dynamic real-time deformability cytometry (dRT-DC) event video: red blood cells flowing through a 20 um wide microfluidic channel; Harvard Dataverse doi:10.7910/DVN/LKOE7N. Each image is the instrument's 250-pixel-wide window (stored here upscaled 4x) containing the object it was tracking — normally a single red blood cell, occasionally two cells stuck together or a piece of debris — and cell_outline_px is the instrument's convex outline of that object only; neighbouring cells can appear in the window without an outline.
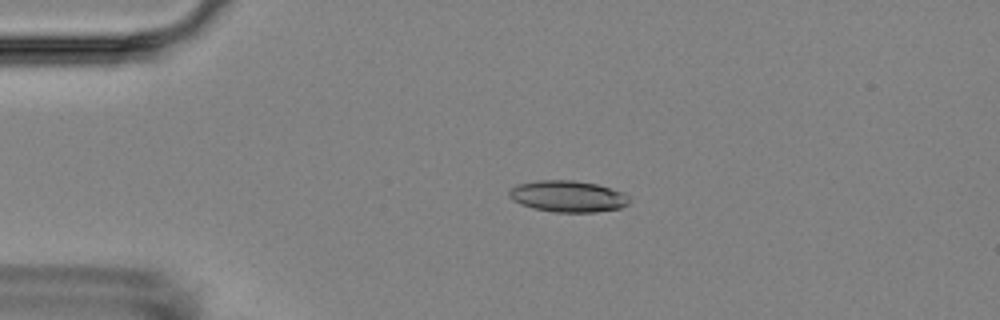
{"species": "Egyptian fruit bat (a non-hibernating species)", "species_latin": "Rousettus aegyptiacus", "temperature_condition": "room temperature", "stored_images_in_passage": 7, "camera_frame_rate_fps": 3000, "um_per_image_px": 0.085, "animal": {"sex": "female"}, "frame": {"image": 1, "passage_image": 4, "time_ms": 3.333, "image_size_px": [1000, 320], "cell_outline_px": [[632, 200], [628, 204], [620, 208], [596, 212], [552, 212], [520, 204], [512, 200], [508, 196], [508, 192], [516, 184], [536, 180], [572, 180], [596, 184], [620, 192], [628, 196]], "centroid_in_image_um": [48.24, 16.69], "position_along_channel_um": 36.8, "area_um2": 21.96}}